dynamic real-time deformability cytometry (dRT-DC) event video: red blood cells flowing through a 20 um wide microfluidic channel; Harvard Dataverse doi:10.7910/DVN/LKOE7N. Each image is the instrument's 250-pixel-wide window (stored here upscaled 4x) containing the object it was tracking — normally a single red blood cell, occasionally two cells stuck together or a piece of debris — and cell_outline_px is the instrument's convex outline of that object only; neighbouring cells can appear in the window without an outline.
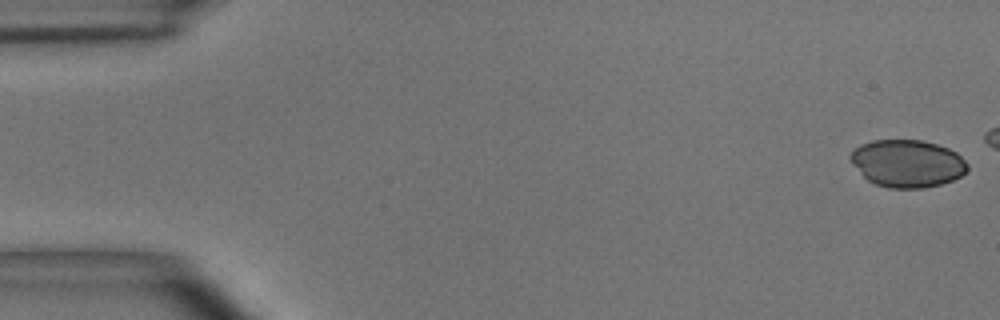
{"species": "common noctule bat (a hibernating species)", "species_latin": "Nyctalus noctula", "temperature_condition": "room temperature", "stored_images_in_passage": 5, "camera_frame_rate_fps": 3000, "um_per_image_px": 0.085, "animal": {"sex": "male", "body_mass_g": 15.6}, "frame": {"image": 1, "passage_image": 1, "time_ms": 0.0, "image_size_px": [1000, 320], "cell_outline_px": [[968, 168], [960, 176], [952, 180], [940, 184], [924, 188], [888, 188], [876, 184], [868, 180], [852, 164], [848, 156], [860, 144], [872, 140], [924, 140], [948, 148], [956, 152], [968, 164]], "centroid_in_image_um": [77.11, 13.89], "position_along_channel_um": 7.9, "area_um2": 32.31}}